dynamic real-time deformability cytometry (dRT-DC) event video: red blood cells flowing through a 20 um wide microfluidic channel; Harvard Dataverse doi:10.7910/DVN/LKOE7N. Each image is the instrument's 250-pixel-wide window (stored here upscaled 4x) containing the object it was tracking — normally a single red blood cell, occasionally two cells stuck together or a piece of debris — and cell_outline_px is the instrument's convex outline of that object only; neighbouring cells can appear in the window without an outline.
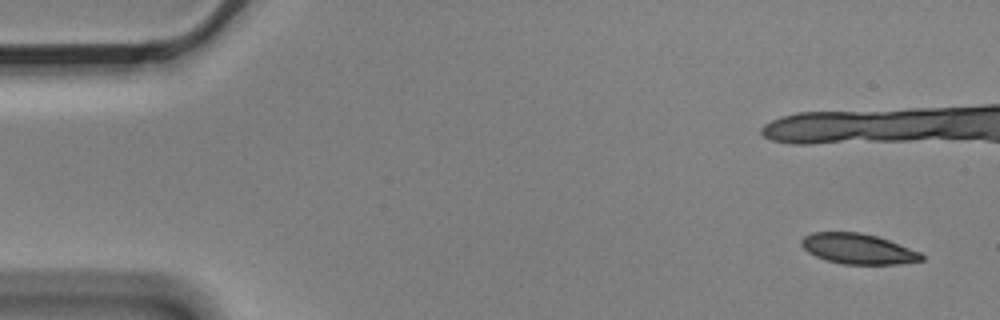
{"species": "Egyptian fruit bat (a non-hibernating species)", "species_latin": "Rousettus aegyptiacus", "temperature_condition": "cold", "stored_images_in_passage": 7, "camera_frame_rate_fps": 3000, "um_per_image_px": 0.085, "animal": {"sex": "male"}, "frame": {"image": 1, "passage_image": 1, "time_ms": 0.0, "image_size_px": [1000, 320], "cell_outline_px": [[924, 260], [896, 264], [844, 264], [828, 260], [816, 256], [808, 252], [800, 244], [800, 240], [804, 236], [812, 232], [860, 232], [876, 236], [888, 240], [920, 252], [924, 256]], "centroid_in_image_um": [72.92, 21.14], "position_along_channel_um": 12.1, "area_um2": 21.1}}